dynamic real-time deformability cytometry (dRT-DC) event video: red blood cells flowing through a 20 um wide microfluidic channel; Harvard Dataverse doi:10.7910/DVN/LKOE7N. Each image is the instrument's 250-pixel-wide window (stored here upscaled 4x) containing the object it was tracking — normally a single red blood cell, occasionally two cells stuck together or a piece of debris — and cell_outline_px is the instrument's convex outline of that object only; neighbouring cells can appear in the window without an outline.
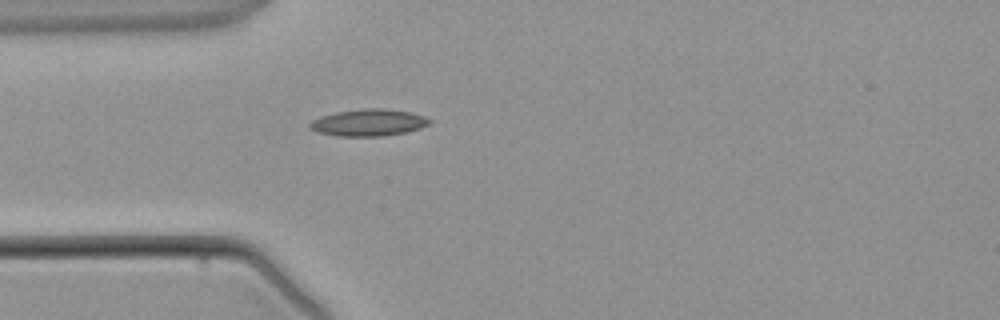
{"species": "common noctule bat (a hibernating species)", "species_latin": "Nyctalus noctula", "temperature_condition": "warm", "stored_images_in_passage": 1, "camera_frame_rate_fps": 3000, "um_per_image_px": 0.085, "animal": {"sex": "male", "body_mass_g": 21.5, "forearm_length_mm": 52.0}, "frame": {"image": 1, "passage_image": 1, "time_ms": 0.0, "image_size_px": [1000, 320], "cell_outline_px": [[432, 120], [428, 124], [420, 128], [404, 132], [384, 136], [340, 136], [316, 132], [308, 128], [308, 124], [312, 120], [320, 116], [336, 112], [368, 108], [380, 108], [412, 112], [424, 116]], "centroid_in_image_um": [31.29, 10.42], "position_along_channel_um": 53.7, "area_um2": 18.73}}